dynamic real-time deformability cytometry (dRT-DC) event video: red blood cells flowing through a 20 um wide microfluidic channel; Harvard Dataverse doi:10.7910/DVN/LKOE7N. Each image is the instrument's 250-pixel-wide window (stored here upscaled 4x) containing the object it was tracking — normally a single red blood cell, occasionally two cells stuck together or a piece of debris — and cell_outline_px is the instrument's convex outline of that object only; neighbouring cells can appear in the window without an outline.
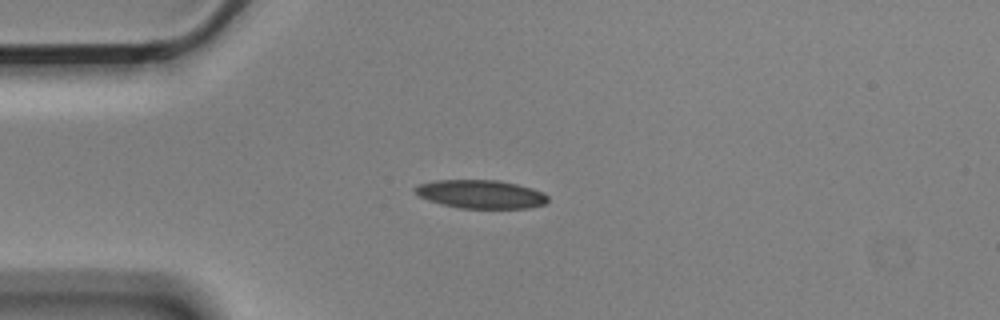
{"species": "Egyptian fruit bat (a non-hibernating species)", "species_latin": "Rousettus aegyptiacus", "temperature_condition": "cold", "stored_images_in_passage": 6, "camera_frame_rate_fps": 3000, "um_per_image_px": 0.085, "animal": {"sex": "male"}, "frame": {"image": 1, "passage_image": 1, "time_ms": 0.0, "image_size_px": [1000, 320], "cell_outline_px": [[548, 200], [544, 204], [528, 208], [460, 208], [440, 204], [428, 200], [420, 196], [412, 188], [420, 184], [436, 180], [500, 180], [532, 188], [544, 192], [548, 196]], "centroid_in_image_um": [40.88, 16.5], "position_along_channel_um": 44.1, "area_um2": 22.02}}
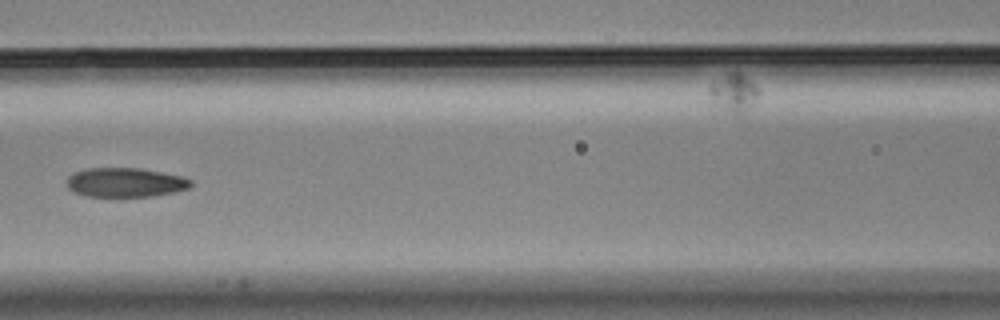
{"frame": {"image": 2, "passage_image": 4, "time_ms": 1.0, "image_size_px": [1000, 320], "cell_outline_px": [[192, 184], [188, 188], [172, 192], [152, 196], [84, 196], [72, 192], [68, 188], [68, 176], [76, 172], [88, 168], [140, 168], [180, 176], [192, 180]], "centroid_in_image_um": [10.62, 15.51], "position_along_channel_um": 156.0, "area_um2": 20.92}}
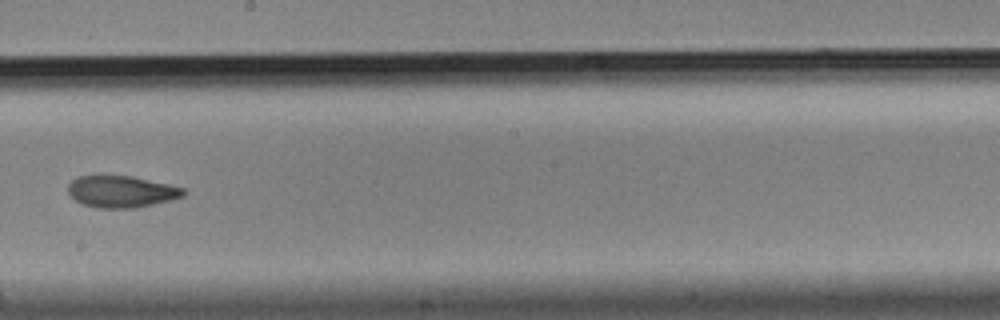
{"frame": {"image": 3, "passage_image": 6, "time_ms": 1.667, "image_size_px": [1000, 320], "cell_outline_px": [[184, 196], [172, 200], [136, 208], [96, 208], [84, 204], [76, 200], [68, 192], [68, 184], [72, 180], [80, 176], [100, 172], [132, 176], [168, 184], [184, 188]], "centroid_in_image_um": [10.28, 16.24], "position_along_channel_um": 237.9, "area_um2": 21.96}}